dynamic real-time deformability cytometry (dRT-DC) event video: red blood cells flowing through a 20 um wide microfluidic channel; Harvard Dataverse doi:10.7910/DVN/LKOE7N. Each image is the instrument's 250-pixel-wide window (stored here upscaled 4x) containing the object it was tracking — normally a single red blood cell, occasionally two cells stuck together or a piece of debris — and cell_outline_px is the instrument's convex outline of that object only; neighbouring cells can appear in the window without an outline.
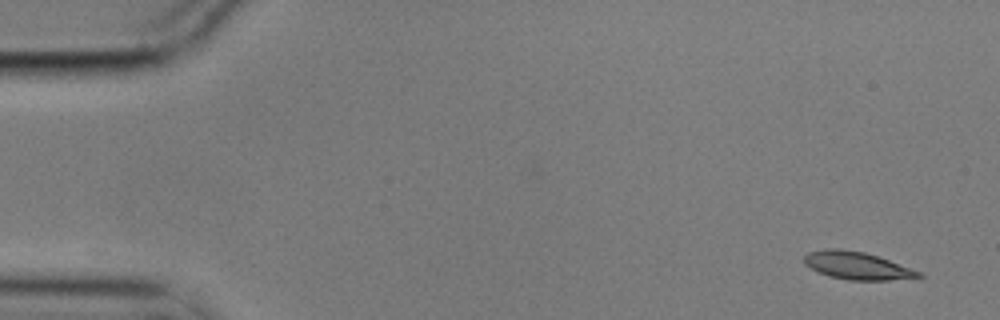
{"species": "common noctule bat (a hibernating species)", "species_latin": "Nyctalus noctula", "temperature_condition": "cold", "stored_images_in_passage": 6, "camera_frame_rate_fps": 3000, "um_per_image_px": 0.085, "animal": {"sex": "male", "body_mass_g": 17.9}, "frame": {"image": 1, "passage_image": 1, "time_ms": 0.0, "image_size_px": [1000, 320], "cell_outline_px": [[924, 276], [888, 280], [848, 280], [828, 276], [804, 264], [804, 256], [808, 252], [828, 248], [840, 248], [864, 252], [888, 260], [920, 272]], "centroid_in_image_um": [72.79, 22.57], "position_along_channel_um": 12.2, "area_um2": 18.09}}
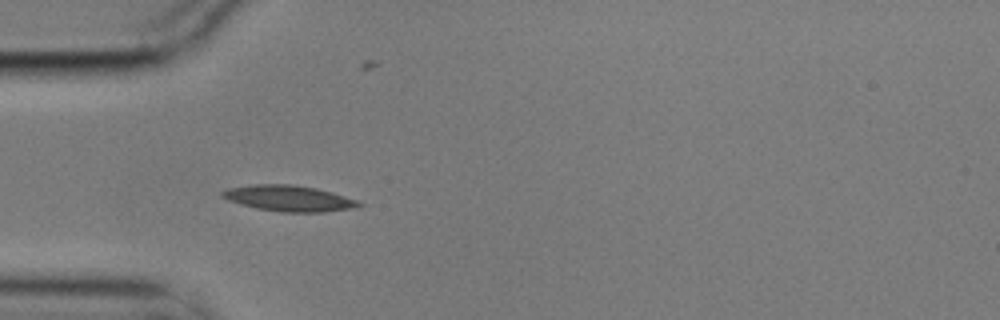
{"frame": {"image": 2, "passage_image": 5, "time_ms": 1.333, "image_size_px": [1000, 320], "cell_outline_px": [[364, 204], [352, 208], [324, 212], [280, 212], [256, 208], [240, 204], [228, 200], [220, 196], [220, 192], [228, 188], [252, 184], [292, 184], [316, 188], [332, 192], [356, 200]], "centroid_in_image_um": [24.51, 16.85], "position_along_channel_um": 60.5, "area_um2": 20.63}}
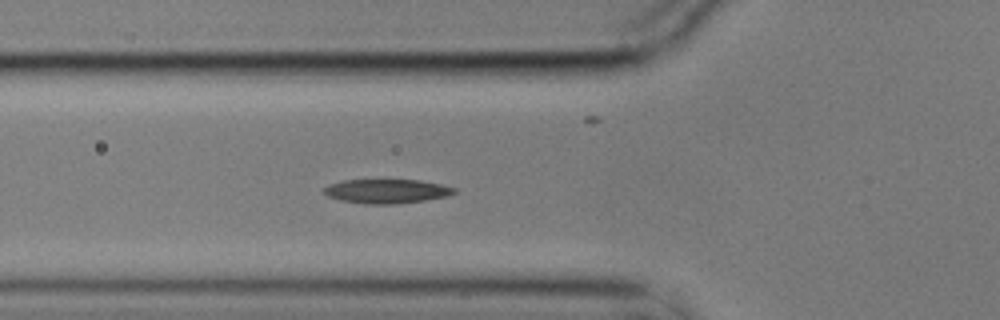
{"frame": {"image": 3, "passage_image": 6, "time_ms": 1.667, "image_size_px": [1000, 320], "cell_outline_px": [[456, 192], [448, 196], [424, 200], [396, 204], [364, 204], [340, 200], [328, 196], [324, 192], [324, 188], [328, 184], [344, 180], [420, 180], [440, 184], [456, 188]], "centroid_in_image_um": [32.86, 16.25], "position_along_channel_um": 92.9, "area_um2": 18.32}}